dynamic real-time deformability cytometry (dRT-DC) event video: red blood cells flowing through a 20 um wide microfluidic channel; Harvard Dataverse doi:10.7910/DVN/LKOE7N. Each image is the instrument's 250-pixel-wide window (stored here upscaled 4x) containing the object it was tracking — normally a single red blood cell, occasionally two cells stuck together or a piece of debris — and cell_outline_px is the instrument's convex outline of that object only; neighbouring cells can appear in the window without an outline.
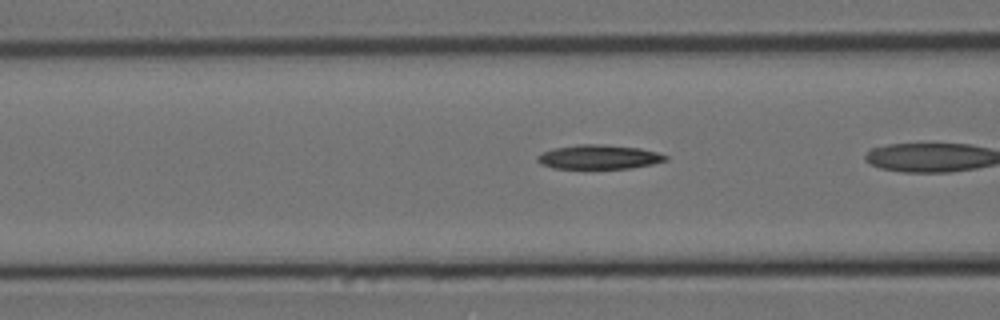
{"species": "Egyptian fruit bat (a non-hibernating species)", "species_latin": "Rousettus aegyptiacus", "temperature_condition": "cold", "stored_images_in_passage": 27, "camera_frame_rate_fps": 3000, "um_per_image_px": 0.085, "animal": {"sex": "female"}, "frame": {"image": 1, "passage_image": 5, "time_ms": 1.333, "image_size_px": [1000, 320], "cell_outline_px": [[668, 160], [652, 164], [632, 168], [552, 168], [540, 164], [536, 160], [536, 156], [552, 148], [580, 144], [604, 144], [640, 148], [656, 152], [668, 156]], "centroid_in_image_um": [50.89, 13.34], "position_along_channel_um": 115.7, "area_um2": 18.15}}